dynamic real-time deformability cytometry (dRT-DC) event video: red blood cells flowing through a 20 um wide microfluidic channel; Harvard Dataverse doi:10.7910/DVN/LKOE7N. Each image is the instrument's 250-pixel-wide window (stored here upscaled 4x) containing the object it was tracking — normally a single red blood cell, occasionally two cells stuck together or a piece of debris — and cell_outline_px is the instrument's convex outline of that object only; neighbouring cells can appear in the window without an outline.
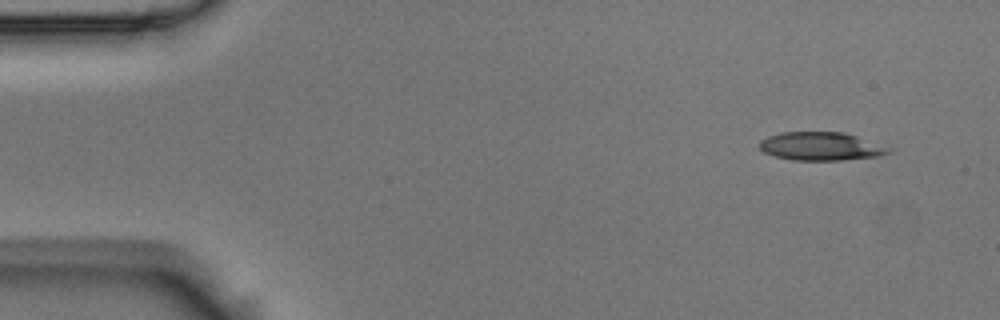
{"species": "Egyptian fruit bat (a non-hibernating species)", "species_latin": "Rousettus aegyptiacus", "temperature_condition": "room temperature", "stored_images_in_passage": 4, "camera_frame_rate_fps": 3000, "um_per_image_px": 0.085, "animal": {"sex": "male"}, "frame": {"image": 1, "passage_image": 1, "time_ms": 0.0, "image_size_px": [1000, 320], "cell_outline_px": [[892, 148], [888, 152], [876, 156], [840, 160], [792, 160], [776, 156], [764, 152], [760, 148], [760, 140], [768, 136], [780, 132], [844, 132]], "centroid_in_image_um": [69.74, 12.43], "position_along_channel_um": 15.3, "area_um2": 21.04}}
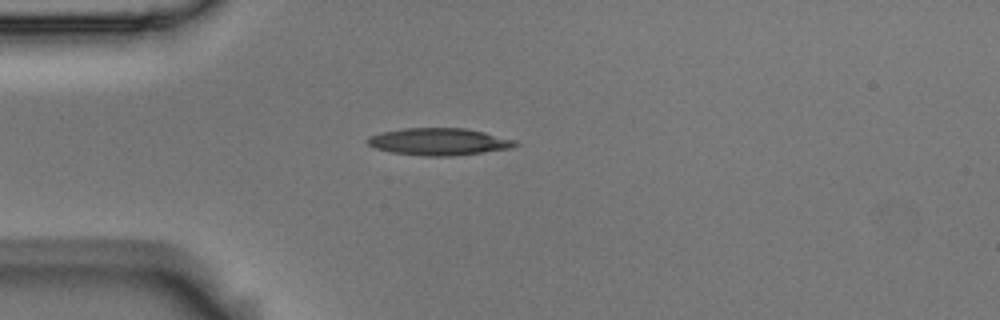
{"frame": {"image": 2, "passage_image": 4, "time_ms": 1.0, "image_size_px": [1000, 320], "cell_outline_px": [[520, 144], [512, 148], [484, 152], [452, 156], [424, 156], [392, 152], [376, 148], [368, 144], [364, 140], [368, 136], [380, 132], [404, 128], [464, 128], [484, 132], [516, 140]], "centroid_in_image_um": [37.3, 12.04], "position_along_channel_um": 47.7, "area_um2": 23.47}}